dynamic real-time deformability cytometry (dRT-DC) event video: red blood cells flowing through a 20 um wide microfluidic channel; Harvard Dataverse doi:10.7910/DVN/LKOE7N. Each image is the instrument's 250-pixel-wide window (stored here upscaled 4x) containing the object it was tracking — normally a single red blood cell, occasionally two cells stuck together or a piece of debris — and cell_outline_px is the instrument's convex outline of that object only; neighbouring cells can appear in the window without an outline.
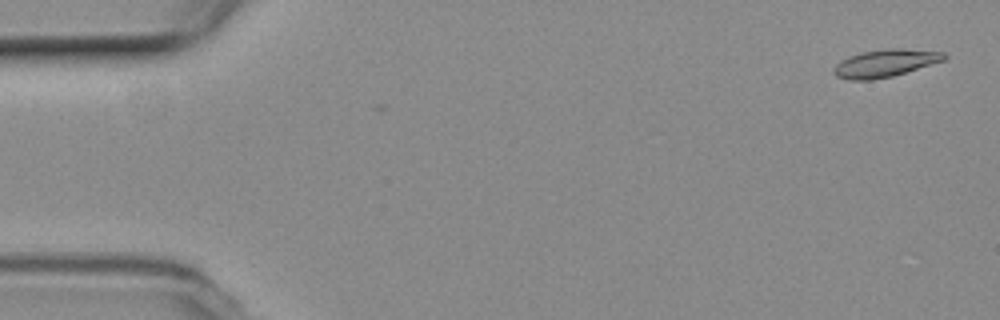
{"species": "common noctule bat (a hibernating species)", "species_latin": "Nyctalus noctula", "temperature_condition": "room temperature", "stored_images_in_passage": 2, "camera_frame_rate_fps": 3000, "um_per_image_px": 0.085, "animal": {"sex": "female", "body_mass_g": 19.3, "forearm_length_mm": 54.1}, "frame": {"image": 1, "passage_image": 2, "time_ms": 0.333, "image_size_px": [1000, 320], "cell_outline_px": [[948, 56], [944, 60], [892, 76], [872, 80], [848, 80], [836, 76], [832, 72], [836, 64], [840, 60], [848, 56], [860, 52], [888, 48], [900, 48], [944, 52]], "centroid_in_image_um": [75.19, 5.36], "position_along_channel_um": 9.8, "area_um2": 17.74}}